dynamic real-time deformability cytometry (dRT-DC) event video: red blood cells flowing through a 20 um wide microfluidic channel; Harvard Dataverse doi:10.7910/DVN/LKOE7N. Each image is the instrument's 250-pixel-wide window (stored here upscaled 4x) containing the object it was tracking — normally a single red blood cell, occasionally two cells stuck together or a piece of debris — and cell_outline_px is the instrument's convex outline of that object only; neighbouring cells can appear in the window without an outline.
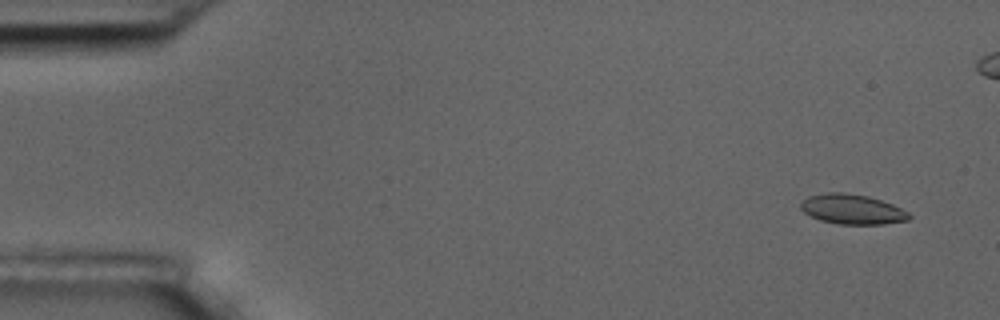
{"species": "common noctule bat (a hibernating species)", "species_latin": "Nyctalus noctula", "temperature_condition": "room temperature", "stored_images_in_passage": 4, "segment_of_instrument_passage": [2, 2], "camera_frame_rate_fps": 3000, "um_per_image_px": 0.085, "animal": {"sex": "male", "body_mass_g": 17.5, "forearm_length_mm": 52.3}, "frame": {"image": 1, "passage_image": 4, "time_ms": 4.667, "image_size_px": [1000, 320], "cell_outline_px": [[912, 216], [908, 220], [884, 224], [840, 224], [820, 220], [804, 212], [800, 208], [800, 204], [808, 196], [828, 192], [840, 192], [868, 196], [892, 204], [908, 212]], "centroid_in_image_um": [72.44, 17.79], "position_along_channel_um": 12.6, "area_um2": 18.73}}